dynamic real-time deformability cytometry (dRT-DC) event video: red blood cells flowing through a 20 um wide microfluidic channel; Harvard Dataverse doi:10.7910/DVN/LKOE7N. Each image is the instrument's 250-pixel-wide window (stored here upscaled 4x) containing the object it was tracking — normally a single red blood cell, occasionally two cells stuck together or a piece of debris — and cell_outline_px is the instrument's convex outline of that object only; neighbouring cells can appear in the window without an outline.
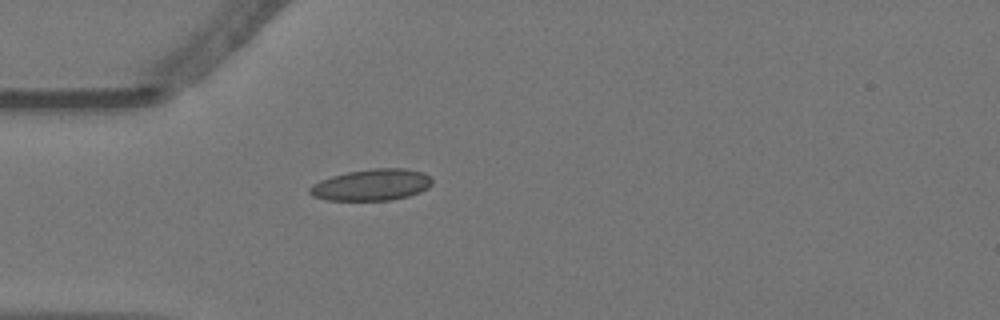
{"species": "Egyptian fruit bat (a non-hibernating species)", "species_latin": "Rousettus aegyptiacus", "temperature_condition": "warm", "stored_images_in_passage": 41, "camera_frame_rate_fps": 3000, "um_per_image_px": 0.085, "animal": {"sex": "female"}, "frame": {"image": 1, "passage_image": 1, "time_ms": 0.0, "image_size_px": [1000, 320], "cell_outline_px": [[432, 184], [428, 188], [420, 192], [408, 196], [392, 200], [324, 200], [312, 196], [308, 192], [308, 188], [312, 184], [320, 180], [332, 176], [348, 172], [372, 168], [404, 168], [424, 172], [432, 180]], "centroid_in_image_um": [31.57, 15.71], "position_along_channel_um": 53.4, "area_um2": 22.6}}
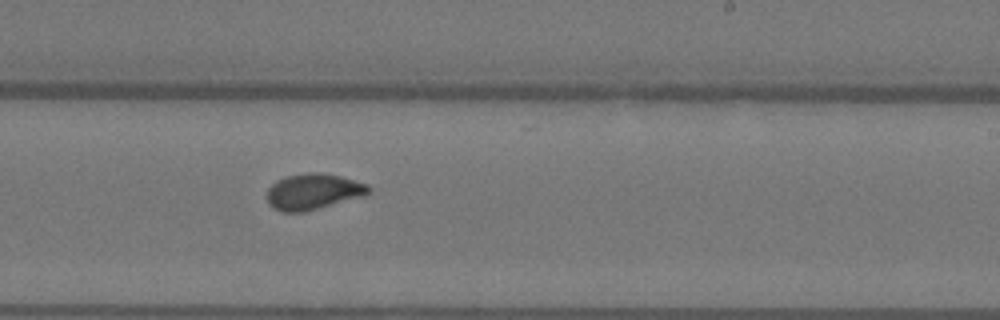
{"frame": {"image": 2, "passage_image": 19, "time_ms": 6.0, "image_size_px": [1000, 320], "cell_outline_px": [[372, 192], [368, 196], [304, 212], [284, 212], [272, 208], [268, 204], [268, 188], [276, 180], [284, 176], [308, 172], [320, 172], [340, 176], [368, 184], [372, 188]], "centroid_in_image_um": [26.68, 16.29], "position_along_channel_um": 262.3, "area_um2": 21.79}}
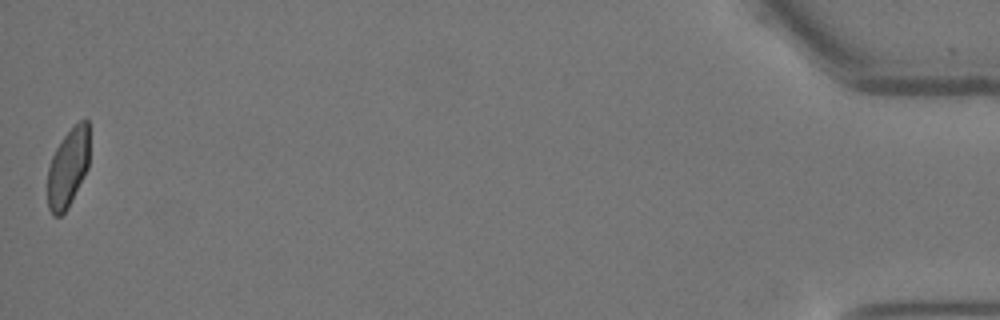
{"frame": {"image": 3, "passage_image": 41, "time_ms": 13.333, "image_size_px": [1000, 320], "cell_outline_px": [[88, 168], [68, 208], [60, 216], [52, 216], [48, 208], [48, 168], [52, 156], [56, 148], [64, 136], [80, 120], [88, 120]], "centroid_in_image_um": [5.77, 14.3], "position_along_channel_um": 429.4, "area_um2": 19.02}, "authors_computed_cell_mechanics": {"area_um2": 20.6346, "velocity_mm_per_s": 3.5972, "shape_relaxation_time_tau1_ms": null, "shape_relaxation_time_tau2_ms": 0.8844, "deformation_change_tau1": null, "deformation_change_tau2": 0.0518}}